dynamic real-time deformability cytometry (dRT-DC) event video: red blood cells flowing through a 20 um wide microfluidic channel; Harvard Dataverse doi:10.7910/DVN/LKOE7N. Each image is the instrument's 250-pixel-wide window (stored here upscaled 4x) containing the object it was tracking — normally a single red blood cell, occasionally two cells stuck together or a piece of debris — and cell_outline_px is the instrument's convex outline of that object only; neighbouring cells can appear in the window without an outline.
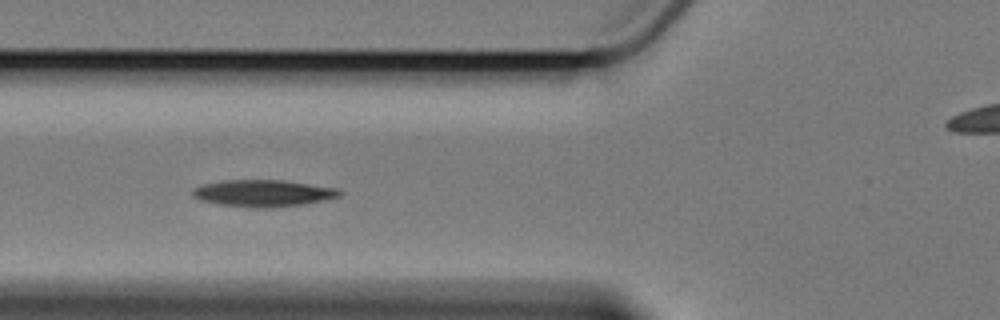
{"species": "Egyptian fruit bat (a non-hibernating species)", "species_latin": "Rousettus aegyptiacus", "temperature_condition": "cold", "stored_images_in_passage": 7, "camera_frame_rate_fps": 3000, "um_per_image_px": 0.085, "animal": {"sex": "female"}, "frame": {"image": 1, "passage_image": 7, "time_ms": 7.333, "image_size_px": [1000, 320], "cell_outline_px": [[344, 192], [340, 196], [324, 200], [304, 204], [272, 208], [252, 208], [220, 204], [200, 200], [192, 196], [192, 188], [204, 184], [224, 180], [284, 180], [340, 188]], "centroid_in_image_um": [22.41, 16.42], "position_along_channel_um": 103.4, "area_um2": 23.24}}